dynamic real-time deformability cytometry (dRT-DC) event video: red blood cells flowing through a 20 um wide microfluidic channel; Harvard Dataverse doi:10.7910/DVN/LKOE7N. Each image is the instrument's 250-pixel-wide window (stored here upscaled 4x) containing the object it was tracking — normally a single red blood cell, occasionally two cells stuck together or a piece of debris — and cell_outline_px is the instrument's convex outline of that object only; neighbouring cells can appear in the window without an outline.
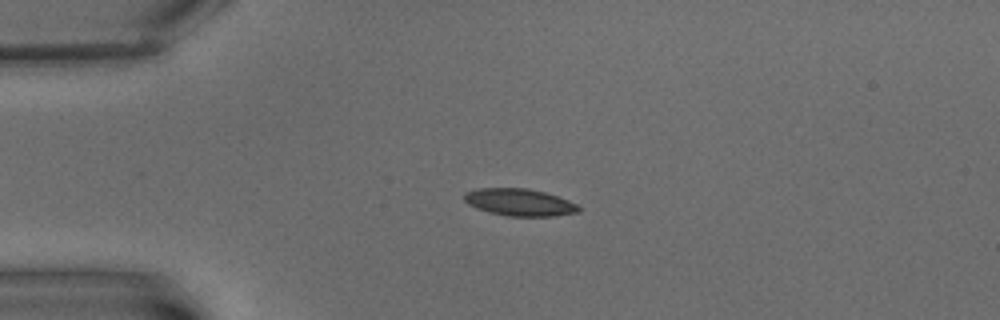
{"species": "common noctule bat (a hibernating species)", "species_latin": "Nyctalus noctula", "temperature_condition": "warm", "stored_images_in_passage": 5, "camera_frame_rate_fps": 3000, "um_per_image_px": 0.085, "animal": {"sex": "male", "body_mass_g": 15.6}, "frame": {"image": 1, "passage_image": 4, "time_ms": 3.667, "image_size_px": [1000, 320], "cell_outline_px": [[580, 212], [552, 216], [508, 216], [488, 212], [476, 208], [468, 204], [464, 200], [464, 192], [476, 188], [528, 188], [544, 192], [568, 200], [576, 204], [580, 208]], "centroid_in_image_um": [44.12, 17.19], "position_along_channel_um": 40.9, "area_um2": 18.15}}